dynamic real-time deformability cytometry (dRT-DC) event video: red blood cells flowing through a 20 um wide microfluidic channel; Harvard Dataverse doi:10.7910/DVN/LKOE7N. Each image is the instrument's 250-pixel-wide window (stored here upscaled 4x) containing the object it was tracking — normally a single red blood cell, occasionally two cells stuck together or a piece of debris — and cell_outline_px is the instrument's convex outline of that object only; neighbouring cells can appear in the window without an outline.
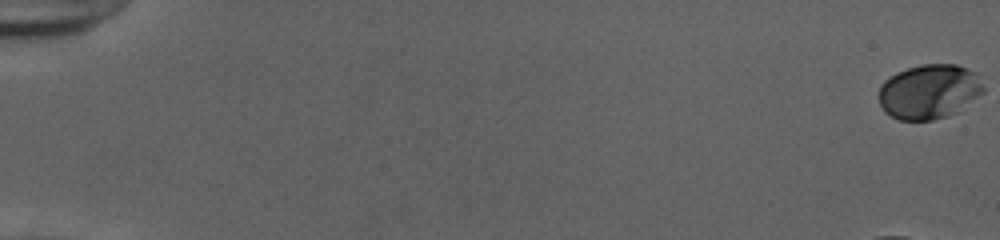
{"species": "human", "species_latin": "Homo sapiens", "temperature_condition": "cold", "stored_images_in_passage": 21, "camera_frame_rate_fps": 3000, "um_per_image_px": 0.085, "donor": {"sex": "female"}, "frame": {"image": 1, "passage_image": 1, "time_ms": 0.0, "image_size_px": [1000, 240], "cell_outline_px": [[984, 92], [956, 112], [948, 116], [932, 120], [900, 120], [884, 112], [880, 104], [880, 84], [884, 80], [896, 72], [920, 64], [956, 64], [976, 72], [984, 88]], "centroid_in_image_um": [78.97, 7.78], "position_along_channel_um": 6.0, "area_um2": 33.29}}
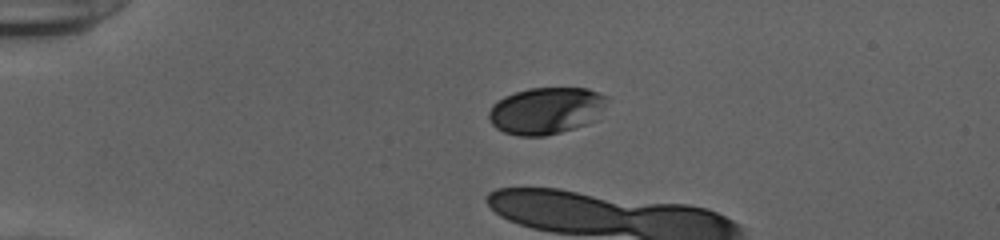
{"frame": {"image": 2, "passage_image": 15, "time_ms": 4.667, "image_size_px": [1000, 240], "cell_outline_px": [[608, 96], [600, 120], [560, 132], [544, 136], [520, 136], [504, 132], [496, 128], [492, 124], [488, 116], [488, 112], [492, 104], [496, 100], [504, 96], [528, 88], [588, 88]], "centroid_in_image_um": [46.45, 9.4], "position_along_channel_um": 38.6, "area_um2": 32.71}}